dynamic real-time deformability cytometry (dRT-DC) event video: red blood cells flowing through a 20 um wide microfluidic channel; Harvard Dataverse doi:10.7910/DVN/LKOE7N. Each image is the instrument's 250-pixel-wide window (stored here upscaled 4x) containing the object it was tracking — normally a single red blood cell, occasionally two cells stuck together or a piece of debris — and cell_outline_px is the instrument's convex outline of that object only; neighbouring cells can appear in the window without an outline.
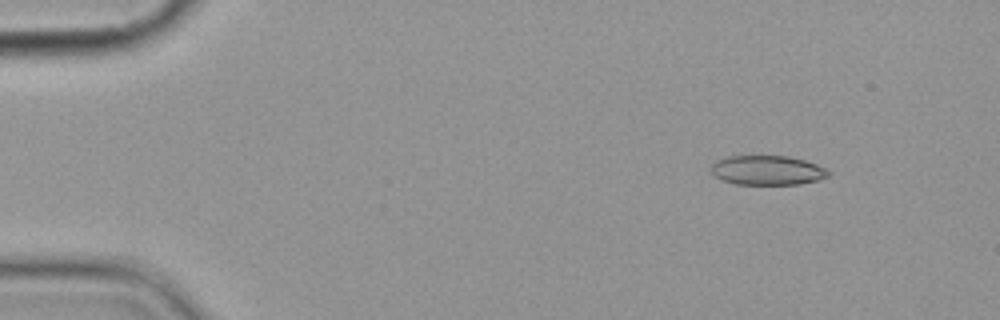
{"species": "common noctule bat (a hibernating species)", "species_latin": "Nyctalus noctula", "temperature_condition": "cold", "stored_images_in_passage": 5, "camera_frame_rate_fps": 3000, "um_per_image_px": 0.085, "animal": {"sex": "female", "body_mass_g": 19.9}, "frame": {"image": 1, "passage_image": 2, "time_ms": 1.333, "image_size_px": [1000, 320], "cell_outline_px": [[832, 172], [828, 176], [816, 180], [800, 184], [736, 184], [724, 180], [716, 176], [712, 172], [712, 164], [716, 160], [724, 156], [788, 156], [804, 160], [816, 164]], "centroid_in_image_um": [65.23, 14.46], "position_along_channel_um": 19.8, "area_um2": 20.0}}